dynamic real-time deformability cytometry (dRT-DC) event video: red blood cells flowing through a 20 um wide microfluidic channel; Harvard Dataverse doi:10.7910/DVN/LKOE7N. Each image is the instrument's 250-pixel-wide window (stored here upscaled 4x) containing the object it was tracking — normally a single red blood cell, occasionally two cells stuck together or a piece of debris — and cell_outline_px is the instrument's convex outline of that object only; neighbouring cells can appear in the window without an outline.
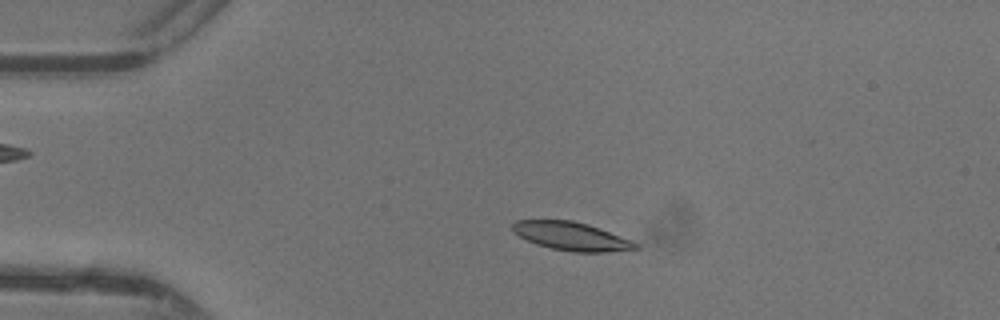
{"species": "common noctule bat (a hibernating species)", "species_latin": "Nyctalus noctula", "temperature_condition": "warm", "stored_images_in_passage": 38, "camera_frame_rate_fps": 3000, "um_per_image_px": 0.085, "animal": {"sex": "female"}, "frame": {"image": 1, "passage_image": 10, "time_ms": 3.0, "image_size_px": [1000, 320], "cell_outline_px": [[640, 248], [604, 252], [572, 252], [552, 248], [536, 244], [520, 236], [512, 228], [512, 224], [516, 220], [572, 220], [588, 224], [632, 240], [640, 244]], "centroid_in_image_um": [48.6, 20.08], "position_along_channel_um": 36.4, "area_um2": 20.17}}
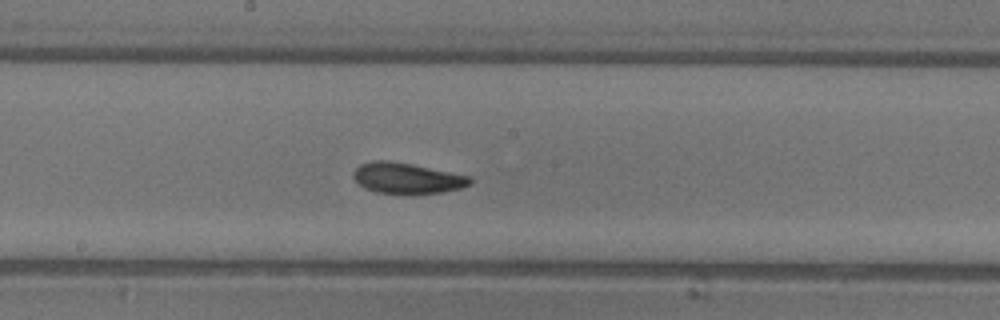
{"frame": {"image": 2, "passage_image": 25, "time_ms": 8.0, "image_size_px": [1000, 320], "cell_outline_px": [[472, 184], [460, 188], [444, 192], [416, 196], [404, 196], [376, 192], [364, 188], [352, 176], [352, 172], [360, 164], [372, 160], [388, 160], [412, 164], [472, 176]], "centroid_in_image_um": [34.61, 15.18], "position_along_channel_um": 213.6, "area_um2": 21.79}}
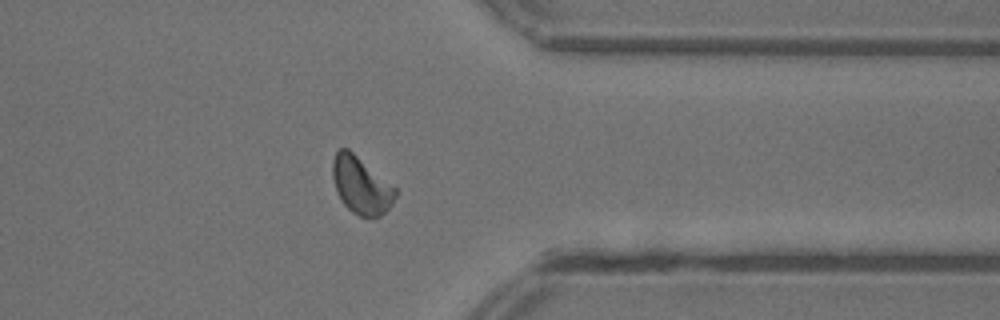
{"frame": {"image": 3, "passage_image": 37, "time_ms": 12.0, "image_size_px": [1000, 320], "cell_outline_px": [[396, 196], [392, 204], [380, 216], [360, 216], [352, 212], [340, 200], [336, 192], [332, 176], [332, 160], [336, 152], [340, 148], [348, 148], [396, 188]], "centroid_in_image_um": [30.66, 15.74], "position_along_channel_um": 380.7, "area_um2": 20.75}, "authors_computed_cell_mechanics": {"area_um2": 20.6635, "velocity_mm_per_s": 4.3805, "shape_relaxation_time_tau1_ms": 2.5926, "shape_relaxation_time_tau2_ms": 2.2168, "deformation_change_tau1": 0.1356, "deformation_change_tau2": 0.081}}